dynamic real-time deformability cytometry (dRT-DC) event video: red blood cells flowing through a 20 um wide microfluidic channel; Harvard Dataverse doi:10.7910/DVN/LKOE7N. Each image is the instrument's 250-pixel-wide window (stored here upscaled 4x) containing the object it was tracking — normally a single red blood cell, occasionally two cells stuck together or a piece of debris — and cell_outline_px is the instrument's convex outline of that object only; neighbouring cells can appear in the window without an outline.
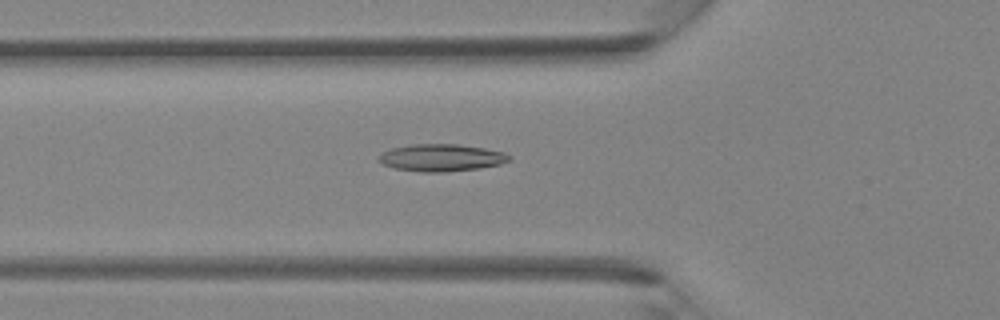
{"species": "Egyptian fruit bat (a non-hibernating species)", "species_latin": "Rousettus aegyptiacus", "temperature_condition": "room temperature", "stored_images_in_passage": 42, "camera_frame_rate_fps": 3000, "um_per_image_px": 0.085, "animal": {"sex": "female"}, "frame": {"image": 1, "passage_image": 15, "time_ms": 4.667, "image_size_px": [1000, 320], "cell_outline_px": [[512, 156], [508, 160], [500, 164], [480, 168], [444, 172], [420, 172], [392, 168], [380, 164], [376, 160], [384, 152], [392, 148], [408, 144], [456, 144], [484, 148], [504, 152]], "centroid_in_image_um": [37.47, 13.41], "position_along_channel_um": 88.3, "area_um2": 20.81}}
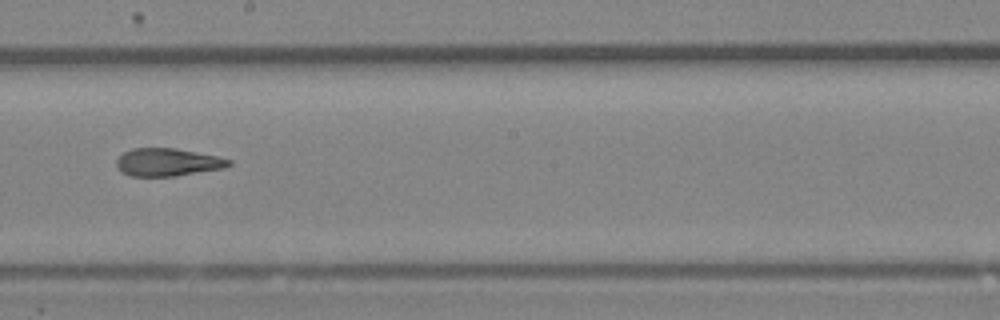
{"frame": {"image": 2, "passage_image": 24, "time_ms": 7.667, "image_size_px": [1000, 320], "cell_outline_px": [[232, 164], [224, 168], [176, 176], [128, 176], [120, 172], [116, 164], [116, 160], [124, 152], [132, 148], [176, 148], [216, 156], [232, 160]], "centroid_in_image_um": [14.23, 13.79], "position_along_channel_um": 234.0, "area_um2": 18.26}}
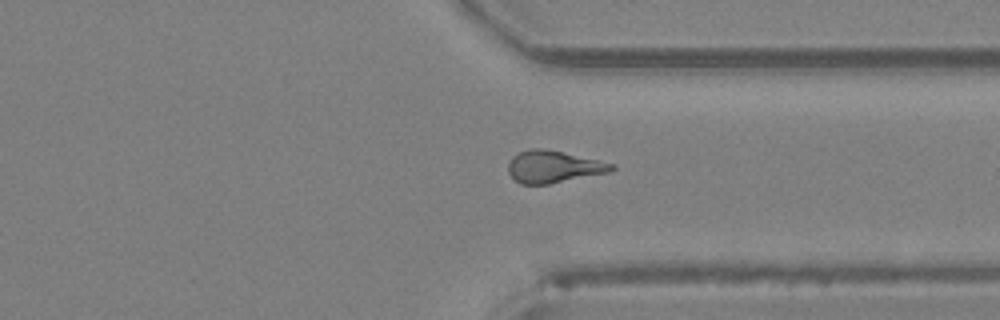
{"frame": {"image": 3, "passage_image": 32, "time_ms": 10.333, "image_size_px": [1000, 320], "cell_outline_px": [[616, 168], [612, 172], [548, 184], [520, 184], [508, 172], [508, 164], [512, 156], [520, 152], [532, 148], [540, 148], [560, 152], [616, 164]], "centroid_in_image_um": [47.07, 14.18], "position_along_channel_um": 364.3, "area_um2": 19.19}}